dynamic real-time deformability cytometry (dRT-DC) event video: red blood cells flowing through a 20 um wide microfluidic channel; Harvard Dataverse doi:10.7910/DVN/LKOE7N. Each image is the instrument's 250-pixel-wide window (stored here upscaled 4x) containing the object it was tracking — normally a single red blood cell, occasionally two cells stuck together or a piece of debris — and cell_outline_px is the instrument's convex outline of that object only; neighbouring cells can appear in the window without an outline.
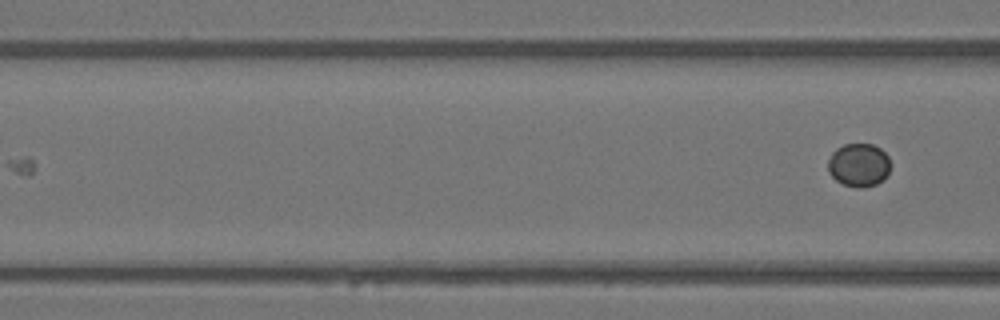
{"species": "Egyptian fruit bat (a non-hibernating species)", "species_latin": "Rousettus aegyptiacus", "temperature_condition": "warm", "stored_images_in_passage": 3, "camera_frame_rate_fps": 3000, "um_per_image_px": 0.085, "animal": {"sex": "female"}, "frame": {"image": 1, "passage_image": 3, "time_ms": 0.667, "image_size_px": [1000, 320], "cell_outline_px": [[892, 164], [888, 176], [884, 180], [876, 184], [864, 188], [856, 188], [844, 184], [836, 180], [828, 172], [828, 160], [832, 152], [836, 148], [844, 144], [872, 144], [880, 148], [888, 156]], "centroid_in_image_um": [73.03, 14.03], "position_along_channel_um": 93.6, "area_um2": 16.13}}